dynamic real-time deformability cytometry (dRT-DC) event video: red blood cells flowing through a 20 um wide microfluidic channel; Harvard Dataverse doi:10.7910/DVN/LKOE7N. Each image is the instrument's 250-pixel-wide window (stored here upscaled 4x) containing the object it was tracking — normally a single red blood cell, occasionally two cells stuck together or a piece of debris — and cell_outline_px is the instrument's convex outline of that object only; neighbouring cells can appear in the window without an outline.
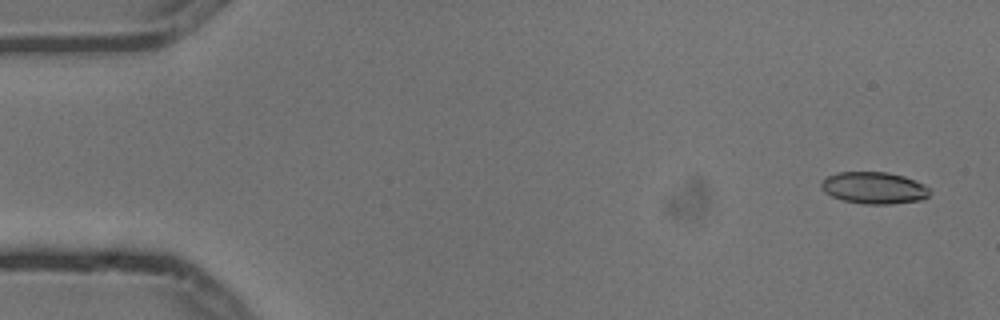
{"species": "common noctule bat (a hibernating species)", "species_latin": "Nyctalus noctula", "temperature_condition": "cold", "stored_images_in_passage": 5, "camera_frame_rate_fps": 3000, "um_per_image_px": 0.085, "animal": {"sex": "male", "body_mass_g": 13.3}, "frame": {"image": 1, "passage_image": 1, "time_ms": 0.0, "image_size_px": [1000, 320], "cell_outline_px": [[932, 192], [924, 200], [892, 204], [864, 204], [844, 200], [832, 196], [824, 192], [820, 188], [820, 184], [828, 176], [836, 172], [888, 172], [904, 176], [924, 184], [932, 188]], "centroid_in_image_um": [74.34, 15.97], "position_along_channel_um": 10.7, "area_um2": 20.4}}
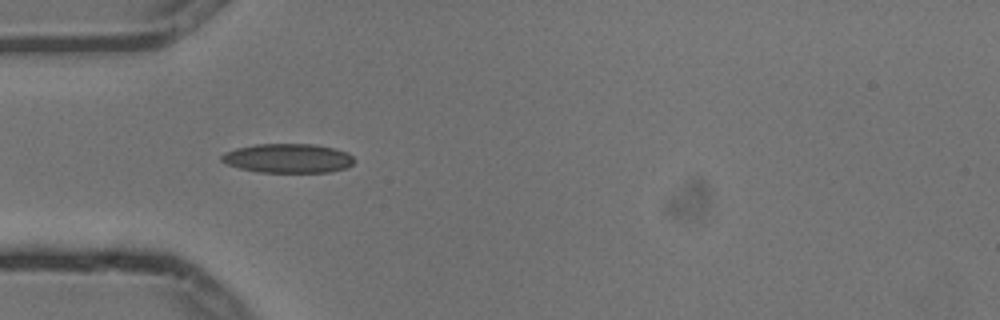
{"frame": {"image": 2, "passage_image": 4, "time_ms": 1.0, "image_size_px": [1000, 320], "cell_outline_px": [[356, 160], [348, 168], [328, 172], [260, 172], [240, 168], [228, 164], [220, 160], [220, 156], [224, 152], [236, 148], [256, 144], [316, 144], [348, 152]], "centroid_in_image_um": [24.5, 13.45], "position_along_channel_um": 60.5, "area_um2": 22.66}}
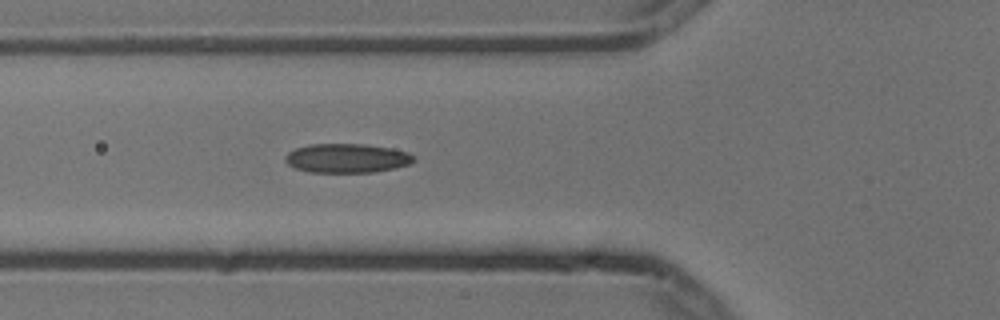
{"frame": {"image": 3, "passage_image": 5, "time_ms": 1.333, "image_size_px": [1000, 320], "cell_outline_px": [[416, 160], [408, 164], [392, 168], [372, 172], [308, 172], [296, 168], [288, 164], [284, 160], [284, 156], [288, 152], [296, 148], [308, 144], [364, 144], [388, 148], [408, 152]], "centroid_in_image_um": [29.42, 13.44], "position_along_channel_um": 96.4, "area_um2": 21.62}}